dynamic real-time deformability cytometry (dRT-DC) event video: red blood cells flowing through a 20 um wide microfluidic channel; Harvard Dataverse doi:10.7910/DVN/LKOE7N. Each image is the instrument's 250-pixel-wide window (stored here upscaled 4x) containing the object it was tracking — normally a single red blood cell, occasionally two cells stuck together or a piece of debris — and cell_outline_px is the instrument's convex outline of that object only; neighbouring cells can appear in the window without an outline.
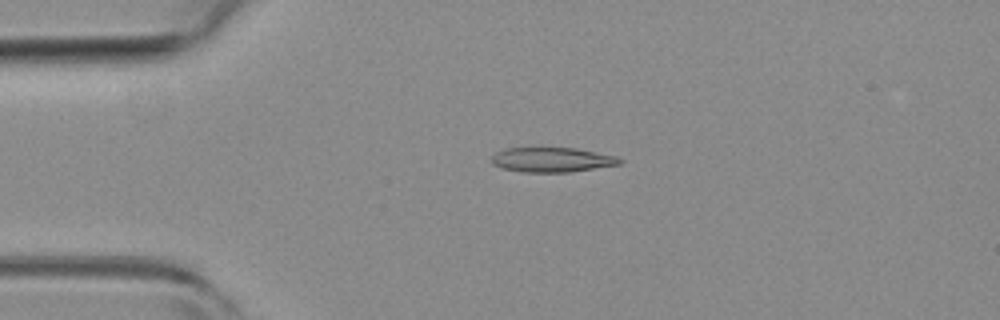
{"species": "common noctule bat (a hibernating species)", "species_latin": "Nyctalus noctula", "temperature_condition": "room temperature", "stored_images_in_passage": 4, "camera_frame_rate_fps": 3000, "um_per_image_px": 0.085, "animal": {"sex": "female", "body_mass_g": 19.3, "forearm_length_mm": 54.1}, "frame": {"image": 1, "passage_image": 3, "time_ms": 0.667, "image_size_px": [1000, 320], "cell_outline_px": [[624, 160], [620, 164], [568, 172], [520, 172], [500, 168], [492, 164], [492, 156], [496, 152], [504, 148], [576, 148], [616, 156]], "centroid_in_image_um": [46.88, 13.58], "position_along_channel_um": 38.1, "area_um2": 18.44}}